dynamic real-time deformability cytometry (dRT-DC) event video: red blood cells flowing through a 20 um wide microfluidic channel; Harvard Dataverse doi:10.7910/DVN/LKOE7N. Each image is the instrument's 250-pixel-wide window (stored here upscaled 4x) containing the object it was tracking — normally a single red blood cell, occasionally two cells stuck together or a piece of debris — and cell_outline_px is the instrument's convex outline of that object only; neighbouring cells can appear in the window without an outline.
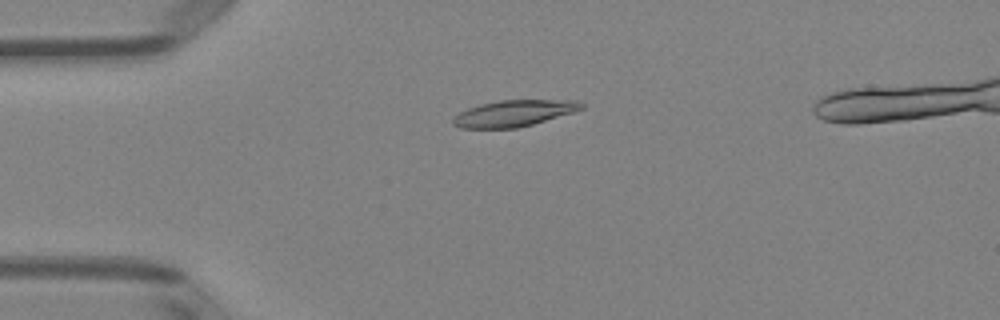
{"species": "Egyptian fruit bat (a non-hibernating species)", "species_latin": "Rousettus aegyptiacus", "temperature_condition": "room temperature", "stored_images_in_passage": 50, "camera_frame_rate_fps": 3000, "um_per_image_px": 0.085, "animal": {"sex": "female"}, "frame": {"image": 1, "passage_image": 13, "time_ms": 4.0, "image_size_px": [1000, 320], "cell_outline_px": [[584, 108], [572, 112], [532, 124], [516, 128], [460, 128], [452, 124], [452, 120], [460, 112], [468, 108], [480, 104], [500, 100], [576, 100], [584, 104]], "centroid_in_image_um": [43.66, 9.62], "position_along_channel_um": 41.3, "area_um2": 19.48}}
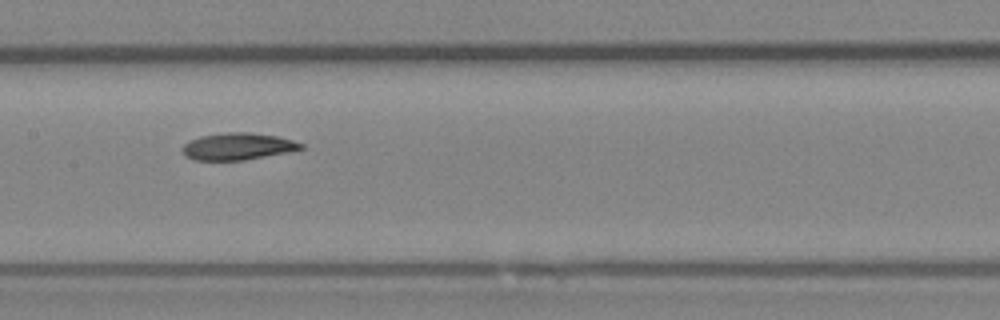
{"frame": {"image": 2, "passage_image": 26, "time_ms": 8.333, "image_size_px": [1000, 320], "cell_outline_px": [[304, 148], [288, 152], [244, 160], [192, 160], [184, 156], [180, 148], [188, 140], [200, 136], [224, 132], [248, 132], [276, 136], [292, 140], [304, 144]], "centroid_in_image_um": [20.15, 12.44], "position_along_channel_um": 187.3, "area_um2": 18.79}}
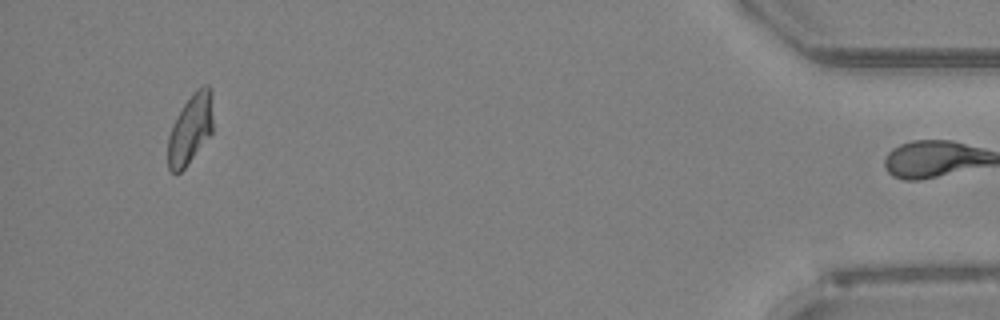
{"frame": {"image": 3, "passage_image": 49, "time_ms": 16.0, "image_size_px": [1000, 320], "cell_outline_px": [[212, 132], [184, 168], [180, 172], [172, 172], [168, 168], [168, 136], [172, 124], [184, 104], [192, 92], [204, 84], [208, 84], [212, 88]], "centroid_in_image_um": [16.18, 10.91], "position_along_channel_um": 419.0, "area_um2": 18.26}, "authors_computed_cell_mechanics": {"area_um2": 18.9873, "velocity_mm_per_s": 3.9755, "shape_relaxation_time_tau1_ms": 6.6773, "shape_relaxation_time_tau2_ms": 3.6254, "deformation_change_tau1": 0.179, "deformation_change_tau2": 0.0898}}